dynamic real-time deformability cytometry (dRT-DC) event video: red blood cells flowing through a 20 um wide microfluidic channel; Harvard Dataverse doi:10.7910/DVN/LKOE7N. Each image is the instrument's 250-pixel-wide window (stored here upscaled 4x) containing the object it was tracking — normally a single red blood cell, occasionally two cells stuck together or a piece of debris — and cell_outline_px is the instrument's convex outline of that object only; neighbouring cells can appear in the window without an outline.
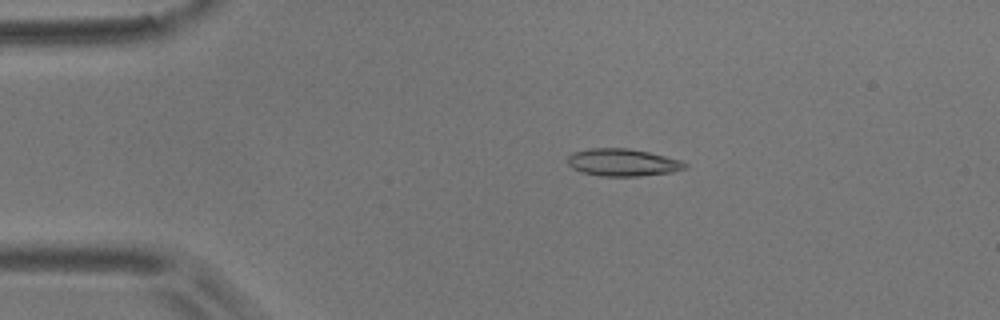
{"species": "common noctule bat (a hibernating species)", "species_latin": "Nyctalus noctula", "temperature_condition": "room temperature", "stored_images_in_passage": 54, "camera_frame_rate_fps": 3000, "um_per_image_px": 0.085, "animal": {"sex": "male", "body_mass_g": 17.9}, "frame": {"image": 1, "passage_image": 11, "time_ms": 3.333, "image_size_px": [1000, 320], "cell_outline_px": [[688, 168], [672, 172], [640, 176], [600, 176], [584, 172], [572, 168], [568, 164], [568, 156], [572, 152], [592, 148], [628, 148], [648, 152], [680, 160], [688, 164]], "centroid_in_image_um": [52.94, 13.81], "position_along_channel_um": 32.1, "area_um2": 18.67}}
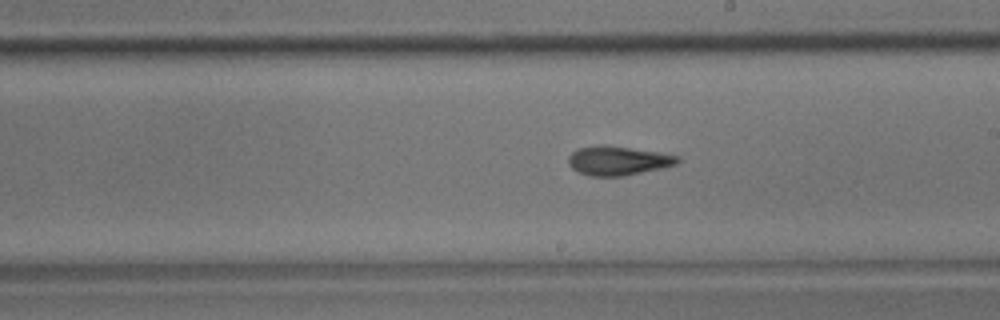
{"frame": {"image": 2, "passage_image": 31, "time_ms": 10.0, "image_size_px": [1000, 320], "cell_outline_px": [[680, 160], [676, 164], [660, 168], [624, 176], [588, 176], [572, 168], [568, 164], [568, 156], [572, 152], [580, 148], [604, 144], [660, 152], [680, 156]], "centroid_in_image_um": [52.53, 13.65], "position_along_channel_um": 236.5, "area_um2": 18.5}}
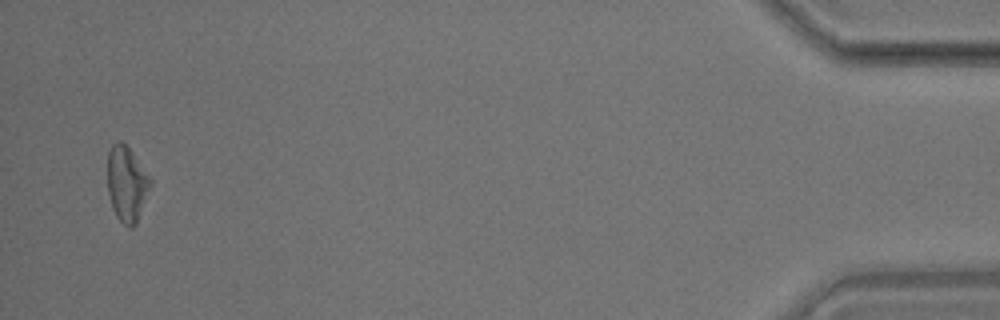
{"frame": {"image": 3, "passage_image": 53, "time_ms": 17.333, "image_size_px": [1000, 320], "cell_outline_px": [[152, 184], [136, 224], [132, 228], [128, 228], [116, 216], [112, 208], [108, 192], [108, 152], [112, 144], [120, 140], [128, 148], [152, 180]], "centroid_in_image_um": [10.77, 15.66], "position_along_channel_um": 424.4, "area_um2": 18.61}, "authors_computed_cell_mechanics": {"area_um2": 18.5538, "velocity_mm_per_s": 3.7017, "shape_relaxation_time_tau1_ms": 6.8913, "shape_relaxation_time_tau2_ms": 4.873, "deformation_change_tau1": 0.1562, "deformation_change_tau2": 0.1432}}